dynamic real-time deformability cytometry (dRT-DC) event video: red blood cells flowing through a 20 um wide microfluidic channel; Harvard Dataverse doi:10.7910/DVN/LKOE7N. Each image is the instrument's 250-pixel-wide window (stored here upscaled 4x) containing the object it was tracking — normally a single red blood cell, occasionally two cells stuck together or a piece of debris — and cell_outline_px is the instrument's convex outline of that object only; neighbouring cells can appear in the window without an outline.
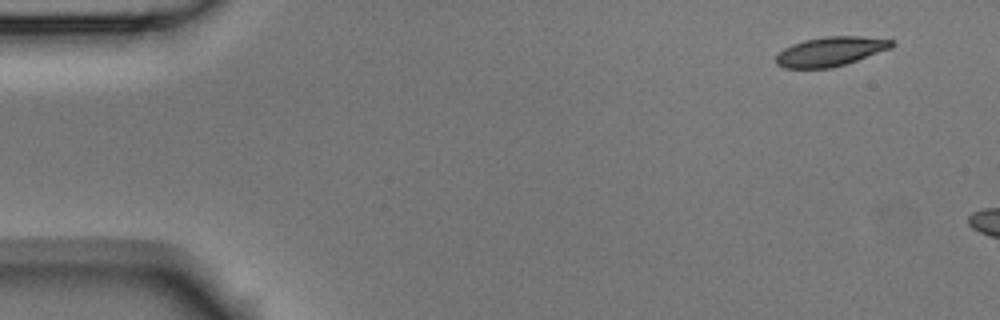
{"species": "Egyptian fruit bat (a non-hibernating species)", "species_latin": "Rousettus aegyptiacus", "temperature_condition": "room temperature", "stored_images_in_passage": 5, "segment_of_instrument_passage": [2, 2], "camera_frame_rate_fps": 3000, "um_per_image_px": 0.085, "animal": {"sex": "male"}, "frame": {"image": 1, "passage_image": 5, "time_ms": 1.333, "image_size_px": [1000, 320], "cell_outline_px": [[896, 44], [892, 48], [832, 68], [784, 68], [776, 64], [776, 56], [784, 48], [792, 44], [804, 40], [824, 36], [860, 36], [892, 40]], "centroid_in_image_um": [70.59, 4.37], "position_along_channel_um": 14.4, "area_um2": 19.71}}